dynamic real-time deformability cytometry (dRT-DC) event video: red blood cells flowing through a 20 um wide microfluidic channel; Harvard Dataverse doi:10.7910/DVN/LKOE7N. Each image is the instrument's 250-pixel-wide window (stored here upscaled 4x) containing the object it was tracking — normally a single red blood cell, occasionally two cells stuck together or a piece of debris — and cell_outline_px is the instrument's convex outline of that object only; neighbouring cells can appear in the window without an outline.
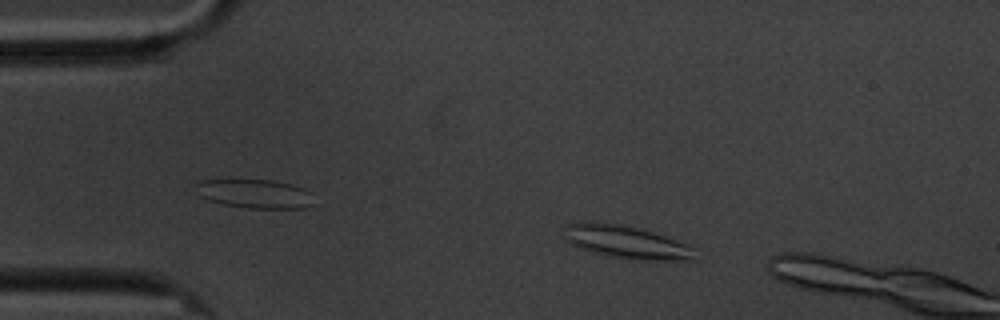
{"species": "common noctule bat (a hibernating species)", "species_latin": "Nyctalus noctula", "temperature_condition": "cold", "stored_images_in_passage": 11, "camera_frame_rate_fps": 3000, "um_per_image_px": 0.085, "animal": {"sex": "male", "body_mass_g": 20.1, "forearm_length_mm": 53.5}, "frame": {"image": 1, "passage_image": 7, "time_ms": 2.0, "image_size_px": [1000, 320], "cell_outline_px": [[692, 260], [632, 260], [592, 252], [572, 244], [564, 240], [564, 236], [568, 224], [584, 220], [596, 220], [624, 224], [652, 232], [688, 244], [692, 248]], "centroid_in_image_um": [53.16, 20.54], "position_along_channel_um": 31.8, "area_um2": 25.09}}